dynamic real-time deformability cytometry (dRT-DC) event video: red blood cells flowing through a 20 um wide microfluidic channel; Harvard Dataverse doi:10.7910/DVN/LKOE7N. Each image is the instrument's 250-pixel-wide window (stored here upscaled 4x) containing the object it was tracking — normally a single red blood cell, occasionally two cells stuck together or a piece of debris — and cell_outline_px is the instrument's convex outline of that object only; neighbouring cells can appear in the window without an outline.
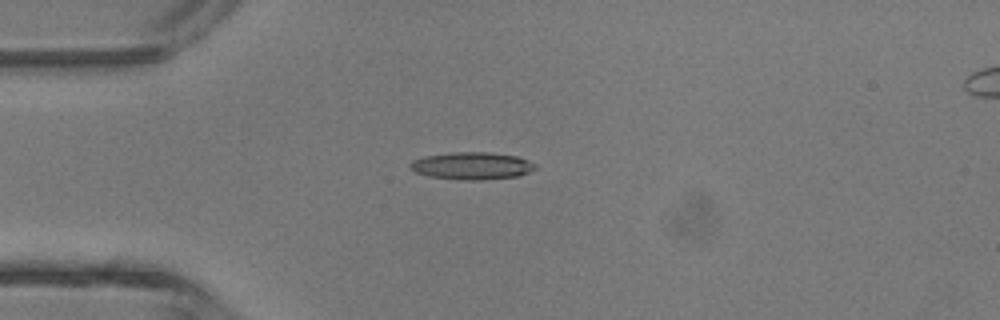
{"species": "common noctule bat (a hibernating species)", "species_latin": "Nyctalus noctula", "temperature_condition": "room temperature", "stored_images_in_passage": 4, "camera_frame_rate_fps": 3000, "um_per_image_px": 0.085, "animal": {"sex": "male", "body_mass_g": 13.3}, "frame": {"image": 1, "passage_image": 4, "time_ms": 3.667, "image_size_px": [1000, 320], "cell_outline_px": [[536, 168], [528, 172], [516, 176], [480, 180], [460, 180], [428, 176], [416, 172], [408, 168], [408, 164], [412, 160], [424, 156], [452, 152], [488, 152], [516, 156], [528, 160], [536, 164]], "centroid_in_image_um": [40.06, 14.09], "position_along_channel_um": 44.9, "area_um2": 20.0}}